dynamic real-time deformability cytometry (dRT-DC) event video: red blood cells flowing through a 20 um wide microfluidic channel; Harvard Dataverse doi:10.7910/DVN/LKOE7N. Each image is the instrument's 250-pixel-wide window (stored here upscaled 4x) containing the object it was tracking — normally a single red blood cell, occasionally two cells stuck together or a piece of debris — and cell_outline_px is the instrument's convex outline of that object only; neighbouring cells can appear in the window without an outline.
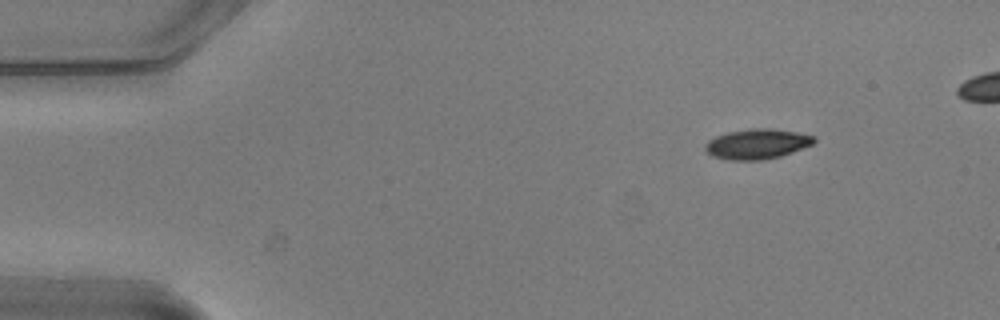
{"species": "common noctule bat (a hibernating species)", "species_latin": "Nyctalus noctula", "temperature_condition": "warm", "stored_images_in_passage": 8, "camera_frame_rate_fps": 3000, "um_per_image_px": 0.085, "animal": {"sex": "male", "body_mass_g": 20.5, "forearm_length_mm": 52.5}, "frame": {"image": 1, "passage_image": 1, "time_ms": 0.0, "image_size_px": [1000, 320], "cell_outline_px": [[816, 140], [812, 144], [792, 152], [780, 156], [764, 160], [728, 160], [712, 156], [704, 148], [704, 144], [708, 140], [716, 136], [728, 132], [752, 128], [768, 128], [796, 132], [816, 136]], "centroid_in_image_um": [64.34, 12.24], "position_along_channel_um": 20.7, "area_um2": 19.07}}